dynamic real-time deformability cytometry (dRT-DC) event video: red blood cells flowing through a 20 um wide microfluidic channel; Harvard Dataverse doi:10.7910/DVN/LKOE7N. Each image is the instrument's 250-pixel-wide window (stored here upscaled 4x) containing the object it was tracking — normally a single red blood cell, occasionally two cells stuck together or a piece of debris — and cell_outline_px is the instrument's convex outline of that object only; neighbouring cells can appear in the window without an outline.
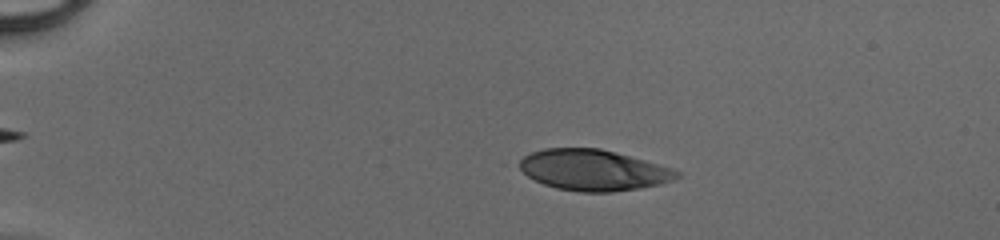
{"species": "human", "species_latin": "Homo sapiens", "temperature_condition": "cold", "stored_images_in_passage": 39, "camera_frame_rate_fps": 3000, "um_per_image_px": 0.085, "donor": {"sex": "male"}, "frame": {"image": 1, "passage_image": 10, "time_ms": 3.0, "image_size_px": [1000, 240], "cell_outline_px": [[680, 176], [672, 180], [660, 184], [640, 188], [612, 192], [580, 192], [556, 188], [544, 184], [528, 176], [512, 164], [524, 156], [532, 152], [544, 148], [600, 148], [616, 152], [672, 168], [680, 172]], "centroid_in_image_um": [50.38, 14.45], "position_along_channel_um": 34.6, "area_um2": 37.74}}
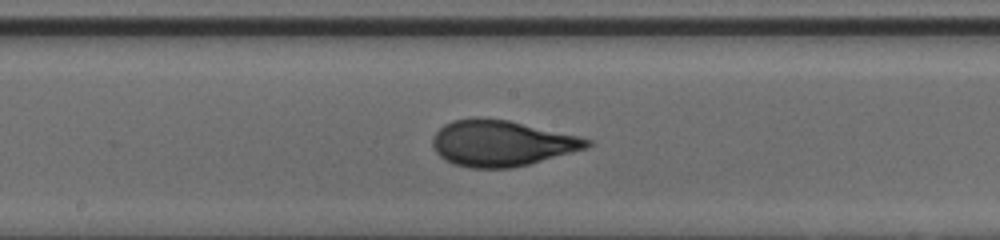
{"frame": {"image": 2, "passage_image": 27, "time_ms": 8.667, "image_size_px": [1000, 240], "cell_outline_px": [[592, 144], [588, 148], [528, 164], [512, 168], [468, 168], [452, 164], [444, 160], [436, 152], [432, 144], [432, 136], [444, 124], [452, 120], [476, 116], [508, 120], [580, 136], [592, 140]], "centroid_in_image_um": [42.6, 12.17], "position_along_channel_um": 205.6, "area_um2": 41.67}}
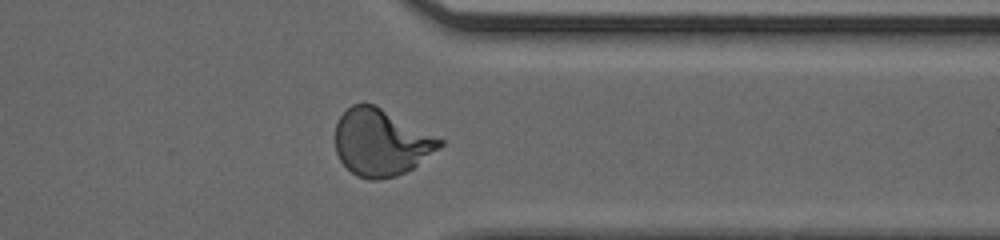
{"frame": {"image": 3, "passage_image": 39, "time_ms": 12.667, "image_size_px": [1000, 240], "cell_outline_px": [[444, 144], [440, 148], [412, 168], [396, 176], [376, 180], [368, 180], [356, 176], [340, 160], [336, 152], [336, 124], [340, 116], [352, 104], [376, 104], [444, 140]], "centroid_in_image_um": [32.39, 12.1], "position_along_channel_um": 379.0, "area_um2": 40.58}}